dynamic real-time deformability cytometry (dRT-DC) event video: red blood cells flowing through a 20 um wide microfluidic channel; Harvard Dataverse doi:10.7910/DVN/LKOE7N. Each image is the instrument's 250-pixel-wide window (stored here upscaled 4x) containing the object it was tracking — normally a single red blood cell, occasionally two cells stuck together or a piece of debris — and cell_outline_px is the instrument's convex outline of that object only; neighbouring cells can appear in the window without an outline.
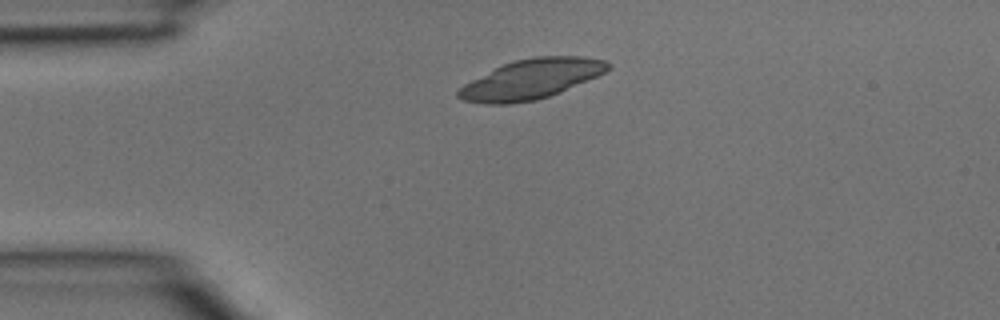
{"species": "common noctule bat (a hibernating species)", "species_latin": "Nyctalus noctula", "temperature_condition": "room temperature", "stored_images_in_passage": 3, "segment_of_instrument_passage": [1, 2], "camera_frame_rate_fps": 3000, "um_per_image_px": 0.085, "animal": {"sex": "male", "body_mass_g": 15.6}, "frame": {"image": 1, "passage_image": 2, "time_ms": 0.333, "image_size_px": [1000, 320], "cell_outline_px": [[612, 68], [596, 76], [560, 92], [536, 100], [508, 104], [484, 104], [464, 100], [456, 96], [456, 92], [464, 84], [504, 64], [516, 60], [536, 56], [584, 56], [604, 60], [612, 64]], "centroid_in_image_um": [45.17, 6.72], "position_along_channel_um": 39.8, "area_um2": 34.28}}